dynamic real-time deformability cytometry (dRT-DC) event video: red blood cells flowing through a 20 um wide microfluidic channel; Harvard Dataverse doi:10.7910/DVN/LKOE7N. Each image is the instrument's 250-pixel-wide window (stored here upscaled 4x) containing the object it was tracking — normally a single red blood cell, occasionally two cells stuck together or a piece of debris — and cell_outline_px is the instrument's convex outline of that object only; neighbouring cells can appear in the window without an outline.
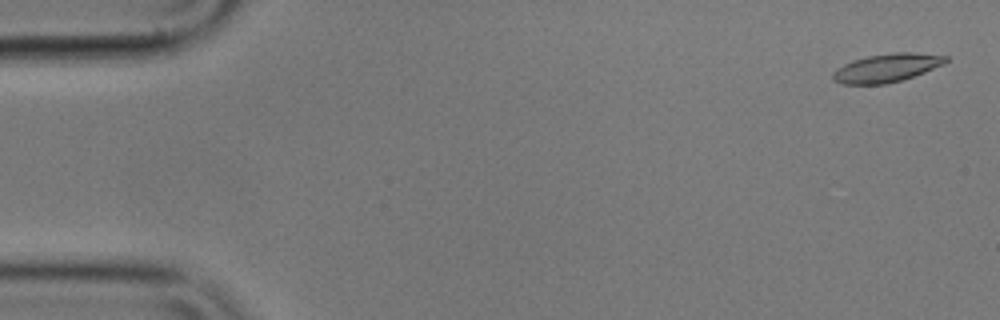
{"species": "common noctule bat (a hibernating species)", "species_latin": "Nyctalus noctula", "temperature_condition": "cold", "stored_images_in_passage": 56, "camera_frame_rate_fps": 3000, "um_per_image_px": 0.085, "animal": {"sex": "male", "body_mass_g": 17.9}, "frame": {"image": 1, "passage_image": 2, "time_ms": 0.333, "image_size_px": [1000, 320], "cell_outline_px": [[948, 60], [944, 64], [924, 72], [900, 80], [884, 84], [844, 84], [832, 80], [832, 72], [836, 68], [852, 60], [868, 56], [896, 52], [916, 52], [948, 56]], "centroid_in_image_um": [75.35, 5.76], "position_along_channel_um": 9.6, "area_um2": 18.61}}
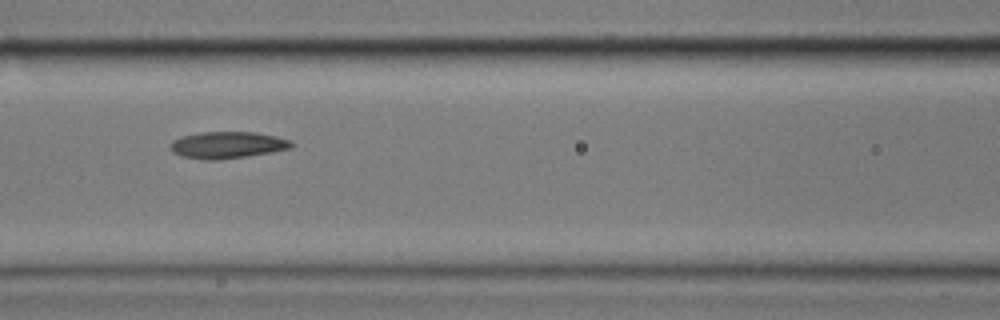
{"frame": {"image": 2, "passage_image": 24, "time_ms": 7.667, "image_size_px": [1000, 320], "cell_outline_px": [[292, 148], [272, 152], [248, 156], [216, 160], [204, 160], [180, 156], [172, 152], [172, 140], [184, 136], [200, 132], [252, 132], [276, 136], [288, 140], [292, 144]], "centroid_in_image_um": [19.32, 12.33], "position_along_channel_um": 147.3, "area_um2": 18.73}}
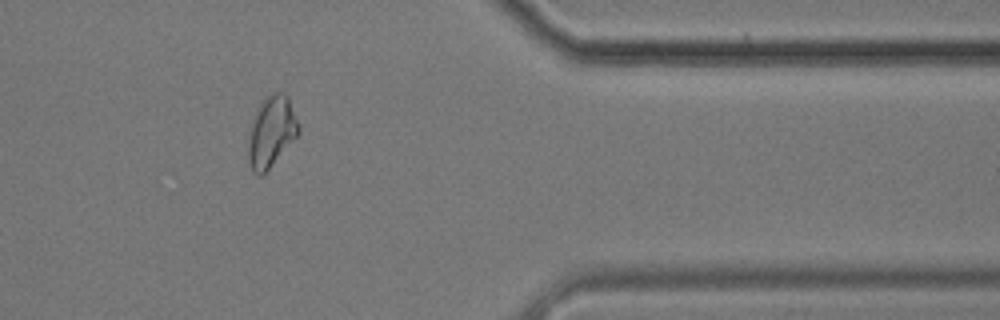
{"frame": {"image": 3, "passage_image": 46, "time_ms": 15.0, "image_size_px": [1000, 320], "cell_outline_px": [[300, 132], [268, 168], [260, 176], [256, 176], [252, 172], [248, 164], [248, 132], [252, 120], [260, 104], [272, 92], [284, 92], [288, 96], [300, 128]], "centroid_in_image_um": [23.04, 11.19], "position_along_channel_um": 388.4, "area_um2": 20.58}, "authors_computed_cell_mechanics": {"area_um2": 18.785, "velocity_mm_per_s": 3.5678, "shape_relaxation_time_tau1_ms": 4.5373, "shape_relaxation_time_tau2_ms": 5.895, "deformation_change_tau1": 0.1508, "deformation_change_tau2": 0.1221}}